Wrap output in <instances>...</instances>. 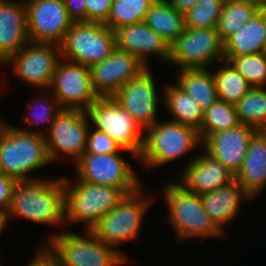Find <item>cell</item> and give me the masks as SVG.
<instances>
[{
    "label": "cell",
    "instance_id": "cell-20",
    "mask_svg": "<svg viewBox=\"0 0 266 266\" xmlns=\"http://www.w3.org/2000/svg\"><path fill=\"white\" fill-rule=\"evenodd\" d=\"M114 34L116 48L134 55L145 67H149L147 55H154L168 64L170 45L144 21L119 27Z\"/></svg>",
    "mask_w": 266,
    "mask_h": 266
},
{
    "label": "cell",
    "instance_id": "cell-13",
    "mask_svg": "<svg viewBox=\"0 0 266 266\" xmlns=\"http://www.w3.org/2000/svg\"><path fill=\"white\" fill-rule=\"evenodd\" d=\"M60 59V45L30 41L4 64L12 63L13 74L22 81L36 86L35 89L43 91L49 90L54 71Z\"/></svg>",
    "mask_w": 266,
    "mask_h": 266
},
{
    "label": "cell",
    "instance_id": "cell-36",
    "mask_svg": "<svg viewBox=\"0 0 266 266\" xmlns=\"http://www.w3.org/2000/svg\"><path fill=\"white\" fill-rule=\"evenodd\" d=\"M120 150L129 153L137 159L132 152L121 149V147L108 134L97 129L92 131L90 127L87 134L85 153L110 154L120 152Z\"/></svg>",
    "mask_w": 266,
    "mask_h": 266
},
{
    "label": "cell",
    "instance_id": "cell-6",
    "mask_svg": "<svg viewBox=\"0 0 266 266\" xmlns=\"http://www.w3.org/2000/svg\"><path fill=\"white\" fill-rule=\"evenodd\" d=\"M47 243L62 266H123L129 260L124 252L104 244L87 230L83 237L70 231L59 232Z\"/></svg>",
    "mask_w": 266,
    "mask_h": 266
},
{
    "label": "cell",
    "instance_id": "cell-18",
    "mask_svg": "<svg viewBox=\"0 0 266 266\" xmlns=\"http://www.w3.org/2000/svg\"><path fill=\"white\" fill-rule=\"evenodd\" d=\"M256 128L239 125L208 135L202 144L206 152L218 159L234 175L241 169Z\"/></svg>",
    "mask_w": 266,
    "mask_h": 266
},
{
    "label": "cell",
    "instance_id": "cell-21",
    "mask_svg": "<svg viewBox=\"0 0 266 266\" xmlns=\"http://www.w3.org/2000/svg\"><path fill=\"white\" fill-rule=\"evenodd\" d=\"M29 42L25 0H0V64Z\"/></svg>",
    "mask_w": 266,
    "mask_h": 266
},
{
    "label": "cell",
    "instance_id": "cell-19",
    "mask_svg": "<svg viewBox=\"0 0 266 266\" xmlns=\"http://www.w3.org/2000/svg\"><path fill=\"white\" fill-rule=\"evenodd\" d=\"M178 181L187 191L202 195L229 184L235 175L204 150L190 158Z\"/></svg>",
    "mask_w": 266,
    "mask_h": 266
},
{
    "label": "cell",
    "instance_id": "cell-15",
    "mask_svg": "<svg viewBox=\"0 0 266 266\" xmlns=\"http://www.w3.org/2000/svg\"><path fill=\"white\" fill-rule=\"evenodd\" d=\"M28 37L31 42L60 45L73 21L63 0H27Z\"/></svg>",
    "mask_w": 266,
    "mask_h": 266
},
{
    "label": "cell",
    "instance_id": "cell-26",
    "mask_svg": "<svg viewBox=\"0 0 266 266\" xmlns=\"http://www.w3.org/2000/svg\"><path fill=\"white\" fill-rule=\"evenodd\" d=\"M178 71L175 83L188 93L203 111H206L218 99L212 71L209 69Z\"/></svg>",
    "mask_w": 266,
    "mask_h": 266
},
{
    "label": "cell",
    "instance_id": "cell-31",
    "mask_svg": "<svg viewBox=\"0 0 266 266\" xmlns=\"http://www.w3.org/2000/svg\"><path fill=\"white\" fill-rule=\"evenodd\" d=\"M240 124L236 107L217 99L203 113L202 124L198 130L201 142L210 134L231 129Z\"/></svg>",
    "mask_w": 266,
    "mask_h": 266
},
{
    "label": "cell",
    "instance_id": "cell-7",
    "mask_svg": "<svg viewBox=\"0 0 266 266\" xmlns=\"http://www.w3.org/2000/svg\"><path fill=\"white\" fill-rule=\"evenodd\" d=\"M60 48L61 59L90 67L116 49L115 34L101 22H73Z\"/></svg>",
    "mask_w": 266,
    "mask_h": 266
},
{
    "label": "cell",
    "instance_id": "cell-23",
    "mask_svg": "<svg viewBox=\"0 0 266 266\" xmlns=\"http://www.w3.org/2000/svg\"><path fill=\"white\" fill-rule=\"evenodd\" d=\"M235 180L252 198L266 187V130H257L252 136Z\"/></svg>",
    "mask_w": 266,
    "mask_h": 266
},
{
    "label": "cell",
    "instance_id": "cell-42",
    "mask_svg": "<svg viewBox=\"0 0 266 266\" xmlns=\"http://www.w3.org/2000/svg\"><path fill=\"white\" fill-rule=\"evenodd\" d=\"M259 11L263 15L266 22V0H260Z\"/></svg>",
    "mask_w": 266,
    "mask_h": 266
},
{
    "label": "cell",
    "instance_id": "cell-11",
    "mask_svg": "<svg viewBox=\"0 0 266 266\" xmlns=\"http://www.w3.org/2000/svg\"><path fill=\"white\" fill-rule=\"evenodd\" d=\"M77 179L120 189L125 195L142 188L132 166L119 152L110 154L84 153L75 163Z\"/></svg>",
    "mask_w": 266,
    "mask_h": 266
},
{
    "label": "cell",
    "instance_id": "cell-41",
    "mask_svg": "<svg viewBox=\"0 0 266 266\" xmlns=\"http://www.w3.org/2000/svg\"><path fill=\"white\" fill-rule=\"evenodd\" d=\"M171 5L180 13L185 14L189 11L199 0H168Z\"/></svg>",
    "mask_w": 266,
    "mask_h": 266
},
{
    "label": "cell",
    "instance_id": "cell-8",
    "mask_svg": "<svg viewBox=\"0 0 266 266\" xmlns=\"http://www.w3.org/2000/svg\"><path fill=\"white\" fill-rule=\"evenodd\" d=\"M142 189L125 195L117 206L103 216L90 232L106 245L115 247L139 236L145 213L148 212L152 198H143ZM147 198V199H146Z\"/></svg>",
    "mask_w": 266,
    "mask_h": 266
},
{
    "label": "cell",
    "instance_id": "cell-39",
    "mask_svg": "<svg viewBox=\"0 0 266 266\" xmlns=\"http://www.w3.org/2000/svg\"><path fill=\"white\" fill-rule=\"evenodd\" d=\"M27 266H62V263L44 243Z\"/></svg>",
    "mask_w": 266,
    "mask_h": 266
},
{
    "label": "cell",
    "instance_id": "cell-3",
    "mask_svg": "<svg viewBox=\"0 0 266 266\" xmlns=\"http://www.w3.org/2000/svg\"><path fill=\"white\" fill-rule=\"evenodd\" d=\"M163 190L169 210L166 214L167 222L172 226L179 242L225 235L205 211L201 195L187 191L179 182H168Z\"/></svg>",
    "mask_w": 266,
    "mask_h": 266
},
{
    "label": "cell",
    "instance_id": "cell-14",
    "mask_svg": "<svg viewBox=\"0 0 266 266\" xmlns=\"http://www.w3.org/2000/svg\"><path fill=\"white\" fill-rule=\"evenodd\" d=\"M49 89L62 109L86 111L99 98L89 67L64 59L59 60Z\"/></svg>",
    "mask_w": 266,
    "mask_h": 266
},
{
    "label": "cell",
    "instance_id": "cell-29",
    "mask_svg": "<svg viewBox=\"0 0 266 266\" xmlns=\"http://www.w3.org/2000/svg\"><path fill=\"white\" fill-rule=\"evenodd\" d=\"M223 63V67L212 72L217 96L222 101L236 105L252 86L230 62L224 60Z\"/></svg>",
    "mask_w": 266,
    "mask_h": 266
},
{
    "label": "cell",
    "instance_id": "cell-32",
    "mask_svg": "<svg viewBox=\"0 0 266 266\" xmlns=\"http://www.w3.org/2000/svg\"><path fill=\"white\" fill-rule=\"evenodd\" d=\"M154 0H113L110 16L104 23L111 30L142 22Z\"/></svg>",
    "mask_w": 266,
    "mask_h": 266
},
{
    "label": "cell",
    "instance_id": "cell-1",
    "mask_svg": "<svg viewBox=\"0 0 266 266\" xmlns=\"http://www.w3.org/2000/svg\"><path fill=\"white\" fill-rule=\"evenodd\" d=\"M6 220L19 217L35 224L63 225L65 221L64 177L17 180Z\"/></svg>",
    "mask_w": 266,
    "mask_h": 266
},
{
    "label": "cell",
    "instance_id": "cell-10",
    "mask_svg": "<svg viewBox=\"0 0 266 266\" xmlns=\"http://www.w3.org/2000/svg\"><path fill=\"white\" fill-rule=\"evenodd\" d=\"M224 61V42L217 28L185 27L170 45L168 64L182 69H209L215 61Z\"/></svg>",
    "mask_w": 266,
    "mask_h": 266
},
{
    "label": "cell",
    "instance_id": "cell-22",
    "mask_svg": "<svg viewBox=\"0 0 266 266\" xmlns=\"http://www.w3.org/2000/svg\"><path fill=\"white\" fill-rule=\"evenodd\" d=\"M205 211L216 227L224 234V226L234 221L240 212L243 200L251 196L234 179L229 184L201 195Z\"/></svg>",
    "mask_w": 266,
    "mask_h": 266
},
{
    "label": "cell",
    "instance_id": "cell-33",
    "mask_svg": "<svg viewBox=\"0 0 266 266\" xmlns=\"http://www.w3.org/2000/svg\"><path fill=\"white\" fill-rule=\"evenodd\" d=\"M252 87H266V52L224 57Z\"/></svg>",
    "mask_w": 266,
    "mask_h": 266
},
{
    "label": "cell",
    "instance_id": "cell-30",
    "mask_svg": "<svg viewBox=\"0 0 266 266\" xmlns=\"http://www.w3.org/2000/svg\"><path fill=\"white\" fill-rule=\"evenodd\" d=\"M235 107L240 123L266 130V87H251Z\"/></svg>",
    "mask_w": 266,
    "mask_h": 266
},
{
    "label": "cell",
    "instance_id": "cell-38",
    "mask_svg": "<svg viewBox=\"0 0 266 266\" xmlns=\"http://www.w3.org/2000/svg\"><path fill=\"white\" fill-rule=\"evenodd\" d=\"M17 179L0 173V212L6 214L8 212L12 190Z\"/></svg>",
    "mask_w": 266,
    "mask_h": 266
},
{
    "label": "cell",
    "instance_id": "cell-28",
    "mask_svg": "<svg viewBox=\"0 0 266 266\" xmlns=\"http://www.w3.org/2000/svg\"><path fill=\"white\" fill-rule=\"evenodd\" d=\"M260 0H225L217 24V31L224 42L258 11Z\"/></svg>",
    "mask_w": 266,
    "mask_h": 266
},
{
    "label": "cell",
    "instance_id": "cell-37",
    "mask_svg": "<svg viewBox=\"0 0 266 266\" xmlns=\"http://www.w3.org/2000/svg\"><path fill=\"white\" fill-rule=\"evenodd\" d=\"M86 21L105 23L110 16L113 0H85Z\"/></svg>",
    "mask_w": 266,
    "mask_h": 266
},
{
    "label": "cell",
    "instance_id": "cell-25",
    "mask_svg": "<svg viewBox=\"0 0 266 266\" xmlns=\"http://www.w3.org/2000/svg\"><path fill=\"white\" fill-rule=\"evenodd\" d=\"M145 24L171 45L185 29V16L168 0L155 1L147 12Z\"/></svg>",
    "mask_w": 266,
    "mask_h": 266
},
{
    "label": "cell",
    "instance_id": "cell-34",
    "mask_svg": "<svg viewBox=\"0 0 266 266\" xmlns=\"http://www.w3.org/2000/svg\"><path fill=\"white\" fill-rule=\"evenodd\" d=\"M225 0H199L185 16V27L216 28Z\"/></svg>",
    "mask_w": 266,
    "mask_h": 266
},
{
    "label": "cell",
    "instance_id": "cell-35",
    "mask_svg": "<svg viewBox=\"0 0 266 266\" xmlns=\"http://www.w3.org/2000/svg\"><path fill=\"white\" fill-rule=\"evenodd\" d=\"M52 98L53 99L49 98L50 100L41 98L40 96L35 98V101L32 103L35 104L34 106H36L37 110L33 109L35 108L33 105L31 107L29 106V115H24L25 117L23 119L25 124L27 123V125L31 126L34 123L38 125L39 123L43 124L48 122V129H46L48 132L50 126L54 121V118L62 110V107L60 106L57 99L55 97Z\"/></svg>",
    "mask_w": 266,
    "mask_h": 266
},
{
    "label": "cell",
    "instance_id": "cell-2",
    "mask_svg": "<svg viewBox=\"0 0 266 266\" xmlns=\"http://www.w3.org/2000/svg\"><path fill=\"white\" fill-rule=\"evenodd\" d=\"M45 131L0 124V173L17 180L37 179L29 174L50 161L45 141ZM30 176V177H29Z\"/></svg>",
    "mask_w": 266,
    "mask_h": 266
},
{
    "label": "cell",
    "instance_id": "cell-17",
    "mask_svg": "<svg viewBox=\"0 0 266 266\" xmlns=\"http://www.w3.org/2000/svg\"><path fill=\"white\" fill-rule=\"evenodd\" d=\"M145 68L134 55L116 48L105 60L89 67L93 89L99 97H112Z\"/></svg>",
    "mask_w": 266,
    "mask_h": 266
},
{
    "label": "cell",
    "instance_id": "cell-9",
    "mask_svg": "<svg viewBox=\"0 0 266 266\" xmlns=\"http://www.w3.org/2000/svg\"><path fill=\"white\" fill-rule=\"evenodd\" d=\"M86 115L95 129L108 134L121 149L139 158L145 130L112 97H99L86 110Z\"/></svg>",
    "mask_w": 266,
    "mask_h": 266
},
{
    "label": "cell",
    "instance_id": "cell-4",
    "mask_svg": "<svg viewBox=\"0 0 266 266\" xmlns=\"http://www.w3.org/2000/svg\"><path fill=\"white\" fill-rule=\"evenodd\" d=\"M202 144L198 131L179 122L157 121L145 129L139 160L150 168L169 164Z\"/></svg>",
    "mask_w": 266,
    "mask_h": 266
},
{
    "label": "cell",
    "instance_id": "cell-5",
    "mask_svg": "<svg viewBox=\"0 0 266 266\" xmlns=\"http://www.w3.org/2000/svg\"><path fill=\"white\" fill-rule=\"evenodd\" d=\"M65 221L66 223L86 222L90 229L108 212L112 211L125 194L112 186H102L77 179L72 183L64 177Z\"/></svg>",
    "mask_w": 266,
    "mask_h": 266
},
{
    "label": "cell",
    "instance_id": "cell-12",
    "mask_svg": "<svg viewBox=\"0 0 266 266\" xmlns=\"http://www.w3.org/2000/svg\"><path fill=\"white\" fill-rule=\"evenodd\" d=\"M90 127L86 111L62 109L44 135L50 161H62L69 156L75 163L85 153Z\"/></svg>",
    "mask_w": 266,
    "mask_h": 266
},
{
    "label": "cell",
    "instance_id": "cell-40",
    "mask_svg": "<svg viewBox=\"0 0 266 266\" xmlns=\"http://www.w3.org/2000/svg\"><path fill=\"white\" fill-rule=\"evenodd\" d=\"M68 10L69 18L73 22H86V8L85 0H63Z\"/></svg>",
    "mask_w": 266,
    "mask_h": 266
},
{
    "label": "cell",
    "instance_id": "cell-43",
    "mask_svg": "<svg viewBox=\"0 0 266 266\" xmlns=\"http://www.w3.org/2000/svg\"><path fill=\"white\" fill-rule=\"evenodd\" d=\"M5 225H7L6 215L0 212V234H2V230L4 229Z\"/></svg>",
    "mask_w": 266,
    "mask_h": 266
},
{
    "label": "cell",
    "instance_id": "cell-16",
    "mask_svg": "<svg viewBox=\"0 0 266 266\" xmlns=\"http://www.w3.org/2000/svg\"><path fill=\"white\" fill-rule=\"evenodd\" d=\"M149 67L123 85L112 98L145 130L157 122L160 98Z\"/></svg>",
    "mask_w": 266,
    "mask_h": 266
},
{
    "label": "cell",
    "instance_id": "cell-24",
    "mask_svg": "<svg viewBox=\"0 0 266 266\" xmlns=\"http://www.w3.org/2000/svg\"><path fill=\"white\" fill-rule=\"evenodd\" d=\"M259 52H266V22L260 11L224 41V57Z\"/></svg>",
    "mask_w": 266,
    "mask_h": 266
},
{
    "label": "cell",
    "instance_id": "cell-27",
    "mask_svg": "<svg viewBox=\"0 0 266 266\" xmlns=\"http://www.w3.org/2000/svg\"><path fill=\"white\" fill-rule=\"evenodd\" d=\"M163 102L173 119L171 121L179 122L200 129L204 111L193 100V98L180 88L176 83L164 87Z\"/></svg>",
    "mask_w": 266,
    "mask_h": 266
}]
</instances>
